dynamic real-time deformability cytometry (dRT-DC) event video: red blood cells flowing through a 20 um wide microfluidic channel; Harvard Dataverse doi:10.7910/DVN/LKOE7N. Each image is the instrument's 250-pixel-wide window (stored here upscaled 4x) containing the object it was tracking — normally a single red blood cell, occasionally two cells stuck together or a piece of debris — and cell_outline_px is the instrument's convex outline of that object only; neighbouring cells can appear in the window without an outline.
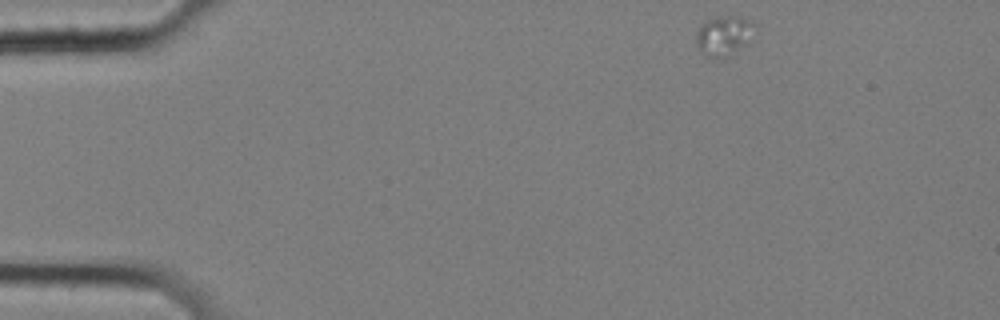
{"species": "common noctule bat (a hibernating species)", "species_latin": "Nyctalus noctula", "temperature_condition": "cold", "stored_images_in_passage": 1, "camera_frame_rate_fps": 3000, "um_per_image_px": 0.085, "animal": {"sex": "female", "body_mass_g": 25.1}, "frame": {"image": 1, "passage_image": 1, "time_ms": 0.0, "image_size_px": [1000, 320], "cell_outline_px": [[756, 24], [752, 40], [748, 44], [724, 56], [708, 60], [700, 52], [696, 44], [696, 32], [700, 24], [716, 16], [740, 16]], "centroid_in_image_um": [61.51, 3.03], "position_along_channel_um": 23.5, "area_um2": 13.93}}